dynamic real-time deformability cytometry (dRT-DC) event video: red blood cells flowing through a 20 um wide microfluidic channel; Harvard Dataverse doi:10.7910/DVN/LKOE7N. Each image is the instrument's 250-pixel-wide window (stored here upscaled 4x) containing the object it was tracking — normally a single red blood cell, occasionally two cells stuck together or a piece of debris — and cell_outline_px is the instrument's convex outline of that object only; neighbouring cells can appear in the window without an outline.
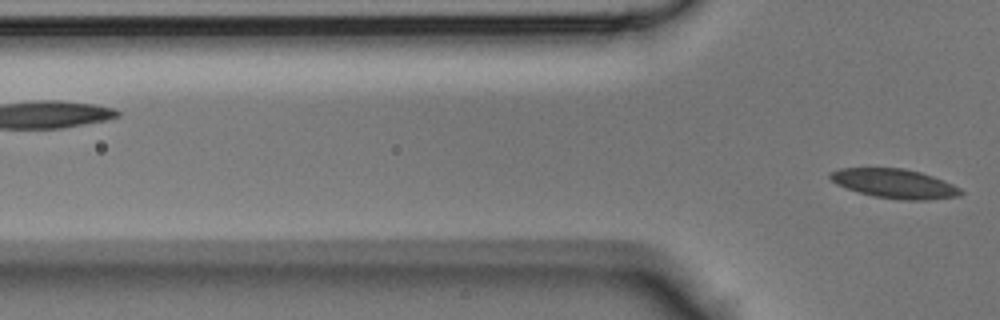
{"species": "Egyptian fruit bat (a non-hibernating species)", "species_latin": "Rousettus aegyptiacus", "temperature_condition": "room temperature", "stored_images_in_passage": 9, "camera_frame_rate_fps": 3000, "um_per_image_px": 0.085, "animal": {"sex": "male"}, "frame": {"image": 1, "passage_image": 9, "time_ms": 2.667, "image_size_px": [1000, 320], "cell_outline_px": [[964, 192], [960, 196], [928, 200], [900, 200], [872, 196], [836, 184], [828, 176], [832, 172], [840, 168], [904, 168], [920, 172], [944, 180], [960, 188]], "centroid_in_image_um": [76.07, 15.61], "position_along_channel_um": 49.7, "area_um2": 22.25}}